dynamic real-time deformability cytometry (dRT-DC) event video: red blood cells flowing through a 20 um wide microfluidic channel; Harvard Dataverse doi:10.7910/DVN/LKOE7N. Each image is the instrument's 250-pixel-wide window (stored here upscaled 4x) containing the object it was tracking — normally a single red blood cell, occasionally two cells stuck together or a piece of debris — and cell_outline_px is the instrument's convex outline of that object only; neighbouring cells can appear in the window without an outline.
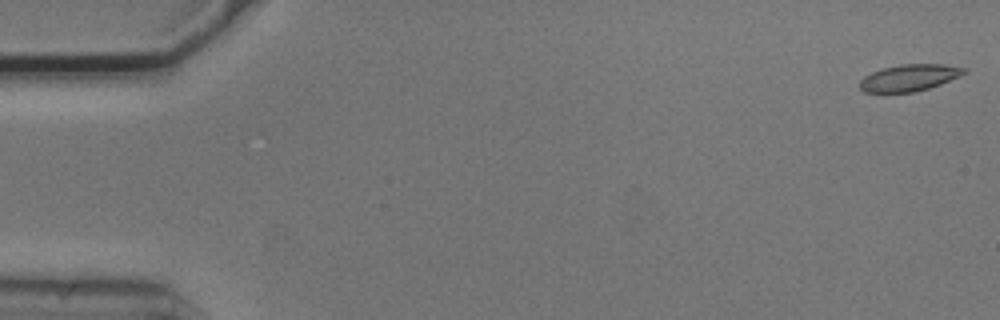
{"species": "common noctule bat (a hibernating species)", "species_latin": "Nyctalus noctula", "temperature_condition": "cold", "stored_images_in_passage": 54, "camera_frame_rate_fps": 3000, "um_per_image_px": 0.085, "animal": {"sex": "male", "body_mass_g": 20.5, "forearm_length_mm": 52.5}, "frame": {"image": 1, "passage_image": 1, "time_ms": 0.0, "image_size_px": [1000, 320], "cell_outline_px": [[968, 72], [960, 76], [940, 84], [928, 88], [912, 92], [864, 92], [860, 88], [860, 80], [864, 76], [880, 68], [900, 64], [944, 64], [968, 68]], "centroid_in_image_um": [77.31, 6.59], "position_along_channel_um": 7.7, "area_um2": 16.3}}
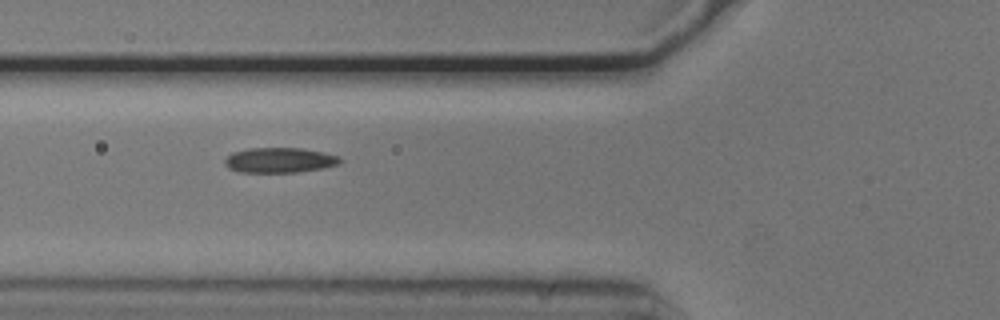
{"frame": {"image": 2, "passage_image": 20, "time_ms": 6.333, "image_size_px": [1000, 320], "cell_outline_px": [[344, 160], [340, 164], [324, 168], [300, 172], [240, 172], [228, 168], [224, 164], [224, 160], [232, 152], [248, 148], [300, 148], [324, 152], [336, 156]], "centroid_in_image_um": [23.77, 13.62], "position_along_channel_um": 102.0, "area_um2": 16.99}}
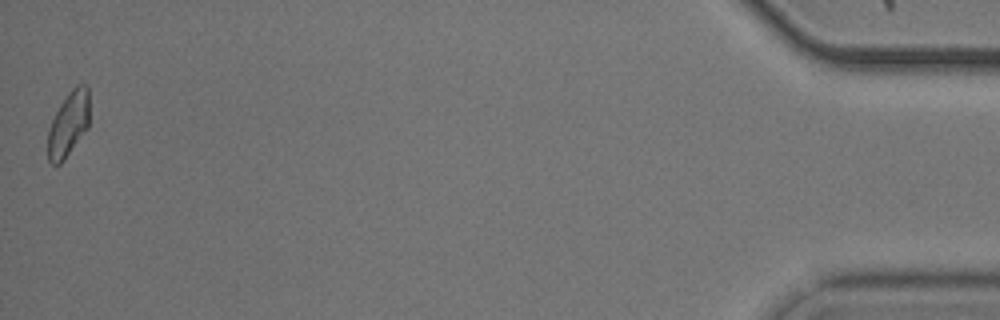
{"frame": {"image": 3, "passage_image": 54, "time_ms": 17.667, "image_size_px": [1000, 320], "cell_outline_px": [[88, 128], [64, 160], [60, 164], [52, 164], [48, 160], [48, 132], [52, 120], [60, 104], [68, 92], [76, 84], [88, 84]], "centroid_in_image_um": [5.82, 10.53], "position_along_channel_um": 429.4, "area_um2": 15.66}, "authors_computed_cell_mechanics": {"area_um2": 16.4441, "velocity_mm_per_s": 3.7217, "shape_relaxation_time_tau1_ms": 6.2799, "shape_relaxation_time_tau2_ms": 6.7351, "deformation_change_tau1": 0.1224, "deformation_change_tau2": 0.1257}}